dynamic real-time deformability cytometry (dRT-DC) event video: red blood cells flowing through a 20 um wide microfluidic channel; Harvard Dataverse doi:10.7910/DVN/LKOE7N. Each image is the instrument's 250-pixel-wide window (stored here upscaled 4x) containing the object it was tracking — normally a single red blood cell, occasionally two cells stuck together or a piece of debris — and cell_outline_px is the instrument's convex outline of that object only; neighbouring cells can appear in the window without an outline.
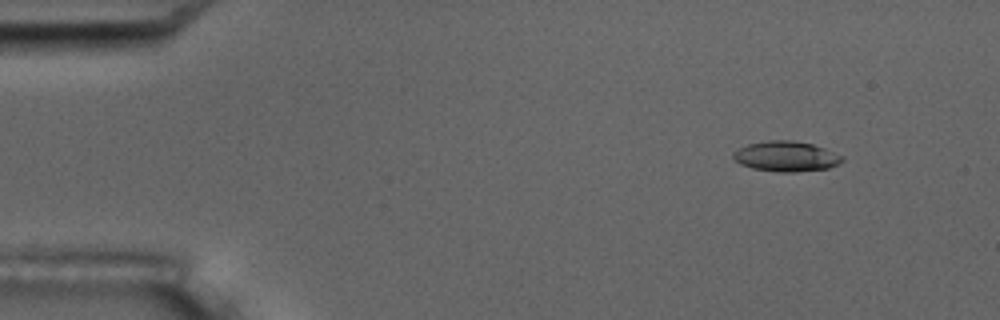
{"species": "common noctule bat (a hibernating species)", "species_latin": "Nyctalus noctula", "temperature_condition": "room temperature", "stored_images_in_passage": 4, "camera_frame_rate_fps": 3000, "um_per_image_px": 0.085, "animal": {"sex": "male", "body_mass_g": 17.5, "forearm_length_mm": 52.3}, "frame": {"image": 1, "passage_image": 2, "time_ms": 1.0, "image_size_px": [1000, 320], "cell_outline_px": [[844, 160], [840, 164], [828, 168], [792, 172], [776, 172], [752, 168], [740, 164], [732, 156], [740, 148], [748, 144], [768, 140], [792, 140], [812, 144], [824, 148], [844, 156]], "centroid_in_image_um": [66.86, 13.29], "position_along_channel_um": 18.1, "area_um2": 19.13}}
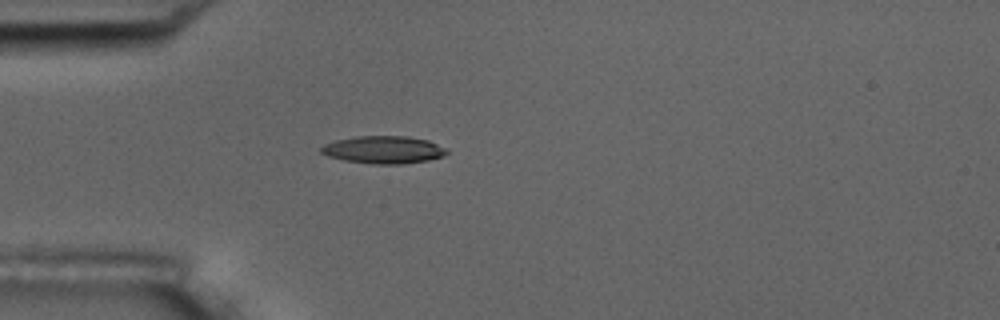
{"frame": {"image": 2, "passage_image": 4, "time_ms": 4.333, "image_size_px": [1000, 320], "cell_outline_px": [[448, 152], [444, 156], [428, 160], [400, 164], [372, 164], [344, 160], [328, 156], [320, 152], [320, 148], [324, 144], [336, 140], [356, 136], [408, 136], [428, 140], [448, 148]], "centroid_in_image_um": [32.62, 12.72], "position_along_channel_um": 52.4, "area_um2": 20.29}}